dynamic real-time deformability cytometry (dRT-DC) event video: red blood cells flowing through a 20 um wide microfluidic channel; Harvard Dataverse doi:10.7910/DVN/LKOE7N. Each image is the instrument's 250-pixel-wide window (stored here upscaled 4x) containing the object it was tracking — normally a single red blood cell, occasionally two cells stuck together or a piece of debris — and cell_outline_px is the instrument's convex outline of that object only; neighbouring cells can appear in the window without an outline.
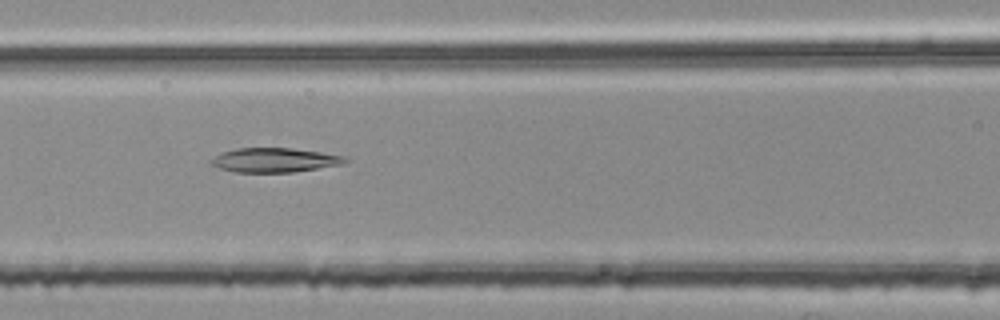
{"species": "common noctule bat (a hibernating species)", "species_latin": "Nyctalus noctula", "temperature_condition": "room temperature", "stored_images_in_passage": 54, "camera_frame_rate_fps": 3000, "um_per_image_px": 0.085, "animal": {"sex": "female", "body_mass_g": 25.1}, "frame": {"image": 1, "passage_image": 23, "time_ms": 7.333, "image_size_px": [1000, 320], "cell_outline_px": [[348, 160], [344, 164], [292, 172], [236, 172], [220, 168], [212, 164], [208, 160], [220, 152], [236, 148], [292, 148], [320, 152], [344, 156]], "centroid_in_image_um": [23.3, 13.6], "position_along_channel_um": 143.3, "area_um2": 18.96}}
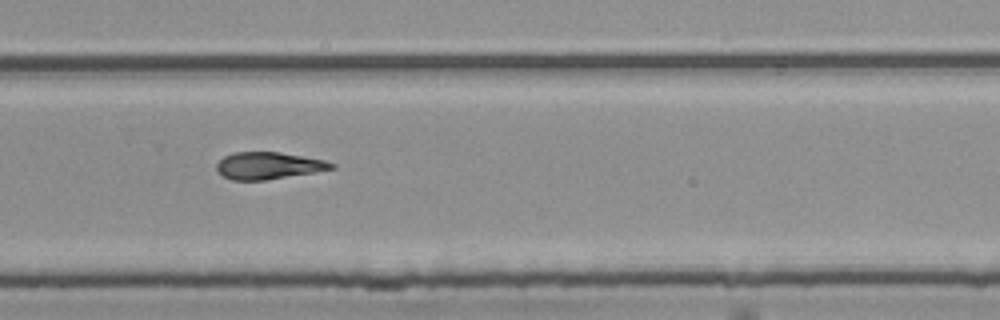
{"frame": {"image": 2, "passage_image": 36, "time_ms": 11.667, "image_size_px": [1000, 320], "cell_outline_px": [[336, 168], [264, 180], [232, 180], [224, 176], [216, 168], [216, 164], [224, 156], [232, 152], [280, 152], [324, 160], [336, 164]], "centroid_in_image_um": [22.8, 14.07], "position_along_channel_um": 307.0, "area_um2": 17.86}}
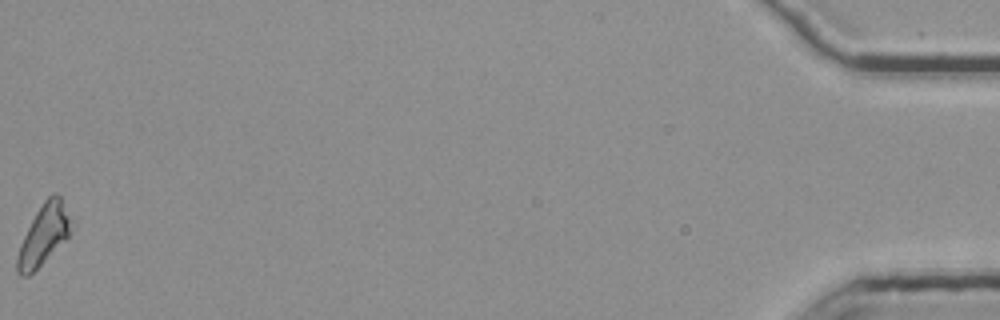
{"frame": {"image": 3, "passage_image": 54, "time_ms": 17.667, "image_size_px": [1000, 320], "cell_outline_px": [[68, 236], [28, 276], [20, 276], [16, 272], [16, 256], [20, 244], [36, 212], [44, 200], [52, 192], [56, 192], [60, 196], [68, 216]], "centroid_in_image_um": [3.63, 19.96], "position_along_channel_um": 431.6, "area_um2": 17.98}, "authors_computed_cell_mechanics": {"area_um2": 19.074, "velocity_mm_per_s": 3.7925, "shape_relaxation_time_tau1_ms": null, "shape_relaxation_time_tau2_ms": 7.2167, "deformation_change_tau1": null, "deformation_change_tau2": 0.1808}}